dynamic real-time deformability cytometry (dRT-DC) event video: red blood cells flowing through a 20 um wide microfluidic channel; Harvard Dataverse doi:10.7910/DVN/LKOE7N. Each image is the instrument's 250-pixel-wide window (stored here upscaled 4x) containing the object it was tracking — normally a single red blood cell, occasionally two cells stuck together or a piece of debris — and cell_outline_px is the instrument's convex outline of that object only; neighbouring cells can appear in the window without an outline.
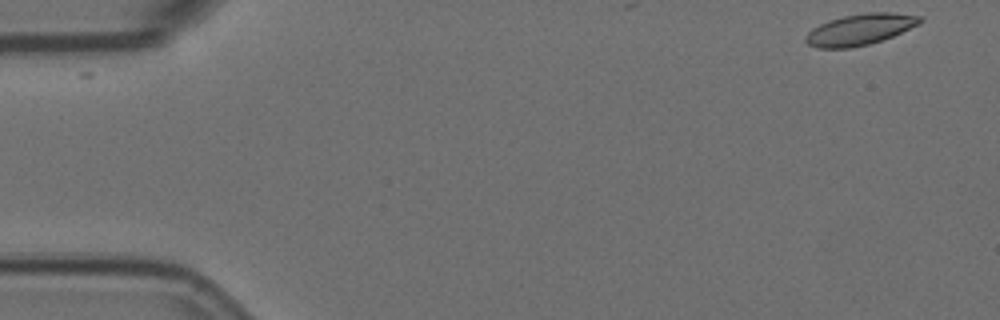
{"species": "Egyptian fruit bat (a non-hibernating species)", "species_latin": "Rousettus aegyptiacus", "temperature_condition": "room temperature", "stored_images_in_passage": 6, "segment_of_instrument_passage": [1, 2], "camera_frame_rate_fps": 3000, "um_per_image_px": 0.085, "animal": {"sex": "female"}, "frame": {"image": 1, "passage_image": 1, "time_ms": 0.0, "image_size_px": [1000, 320], "cell_outline_px": [[924, 20], [920, 24], [892, 36], [868, 44], [848, 48], [816, 48], [808, 44], [804, 40], [804, 36], [812, 28], [820, 24], [844, 16], [868, 12], [888, 12], [920, 16]], "centroid_in_image_um": [73.08, 2.51], "position_along_channel_um": 11.9, "area_um2": 20.52}}
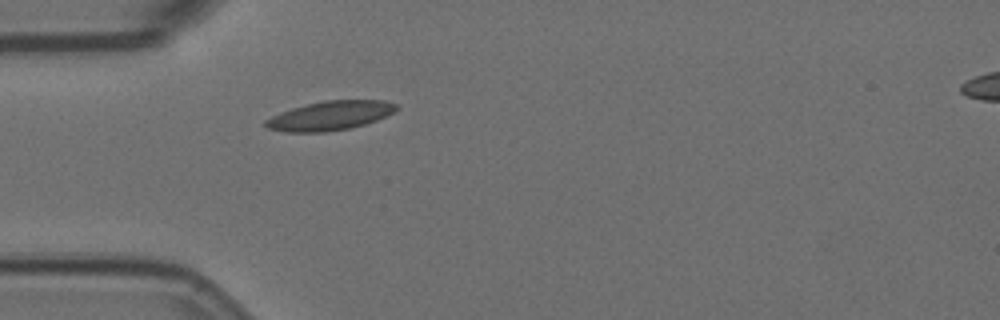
{"frame": {"image": 2, "passage_image": 5, "time_ms": 1.333, "image_size_px": [1000, 320], "cell_outline_px": [[400, 108], [396, 112], [376, 120], [352, 128], [324, 132], [284, 132], [268, 128], [264, 124], [264, 120], [280, 112], [292, 108], [324, 100], [384, 100], [396, 104]], "centroid_in_image_um": [28.08, 9.83], "position_along_channel_um": 56.9, "area_um2": 22.31}}